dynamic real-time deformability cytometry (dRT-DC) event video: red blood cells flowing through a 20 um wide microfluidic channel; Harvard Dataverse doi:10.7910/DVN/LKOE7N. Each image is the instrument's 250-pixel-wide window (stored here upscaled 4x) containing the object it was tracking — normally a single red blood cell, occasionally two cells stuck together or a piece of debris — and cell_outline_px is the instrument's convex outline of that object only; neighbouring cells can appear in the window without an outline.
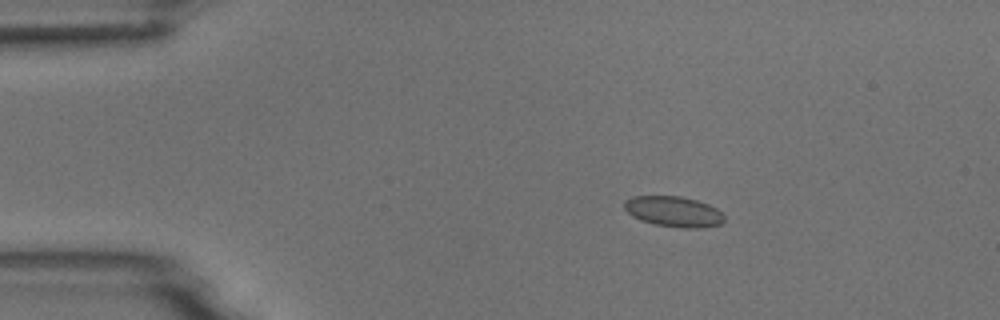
{"species": "common noctule bat (a hibernating species)", "species_latin": "Nyctalus noctula", "temperature_condition": "room temperature", "stored_images_in_passage": 5, "camera_frame_rate_fps": 3000, "um_per_image_px": 0.085, "animal": {"sex": "male", "body_mass_g": 18.8}, "frame": {"image": 1, "passage_image": 3, "time_ms": 0.667, "image_size_px": [1000, 320], "cell_outline_px": [[724, 220], [720, 224], [700, 228], [680, 228], [656, 224], [640, 220], [632, 216], [624, 208], [624, 200], [632, 196], [680, 196], [696, 200], [708, 204], [716, 208], [724, 216]], "centroid_in_image_um": [57.24, 17.98], "position_along_channel_um": 27.8, "area_um2": 17.74}}
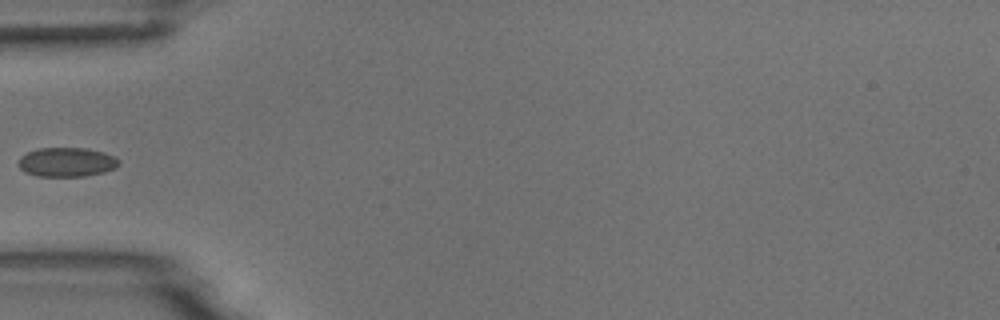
{"frame": {"image": 2, "passage_image": 5, "time_ms": 1.333, "image_size_px": [1000, 320], "cell_outline_px": [[120, 164], [116, 168], [104, 172], [84, 176], [36, 176], [24, 172], [16, 164], [20, 156], [28, 152], [40, 148], [84, 148], [104, 152], [120, 160]], "centroid_in_image_um": [5.65, 13.78], "position_along_channel_um": 79.4, "area_um2": 17.22}}